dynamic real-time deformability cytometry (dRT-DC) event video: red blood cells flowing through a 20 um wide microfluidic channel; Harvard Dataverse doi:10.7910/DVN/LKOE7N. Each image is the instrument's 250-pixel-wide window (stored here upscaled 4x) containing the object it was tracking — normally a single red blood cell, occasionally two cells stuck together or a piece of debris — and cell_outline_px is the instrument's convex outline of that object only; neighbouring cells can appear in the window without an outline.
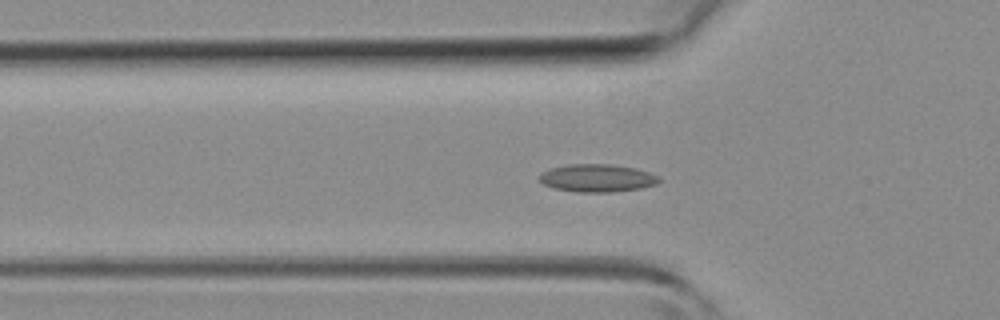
{"species": "common noctule bat (a hibernating species)", "species_latin": "Nyctalus noctula", "temperature_condition": "room temperature", "stored_images_in_passage": 36, "camera_frame_rate_fps": 3000, "um_per_image_px": 0.085, "animal": {"sex": "female", "body_mass_g": 19.3, "forearm_length_mm": 54.1}, "frame": {"image": 1, "passage_image": 6, "time_ms": 1.667, "image_size_px": [1000, 320], "cell_outline_px": [[660, 180], [656, 184], [640, 188], [612, 192], [576, 192], [552, 188], [544, 184], [536, 176], [540, 172], [548, 168], [564, 164], [612, 164], [636, 168], [648, 172], [656, 176]], "centroid_in_image_um": [50.67, 15.12], "position_along_channel_um": 75.1, "area_um2": 19.59}}
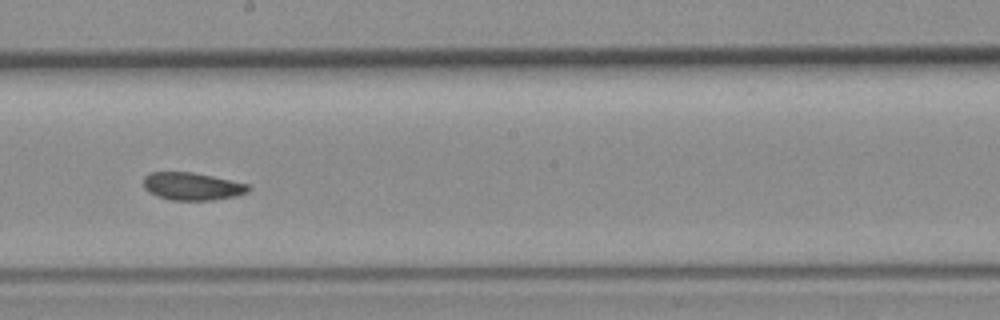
{"frame": {"image": 2, "passage_image": 16, "time_ms": 5.0, "image_size_px": [1000, 320], "cell_outline_px": [[252, 188], [248, 192], [236, 196], [212, 200], [172, 200], [156, 196], [148, 192], [144, 188], [144, 176], [148, 172], [192, 172], [212, 176], [248, 184]], "centroid_in_image_um": [16.32, 15.84], "position_along_channel_um": 231.9, "area_um2": 16.99}}
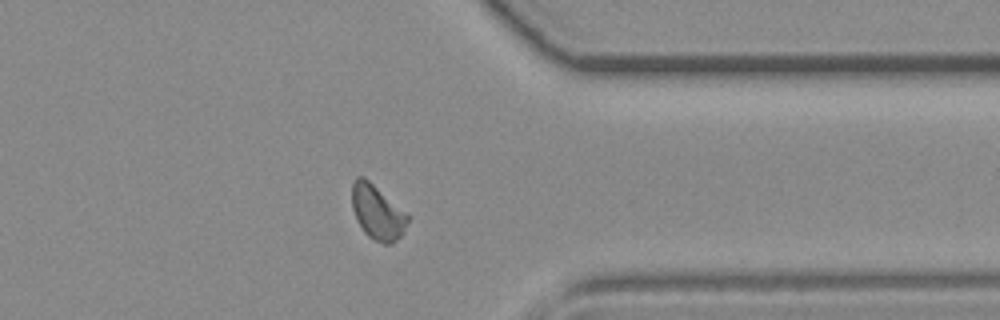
{"frame": {"image": 3, "passage_image": 26, "time_ms": 8.333, "image_size_px": [1000, 320], "cell_outline_px": [[408, 220], [404, 232], [392, 244], [384, 244], [372, 240], [364, 232], [356, 220], [352, 208], [352, 180], [356, 176], [364, 176], [408, 216]], "centroid_in_image_um": [32.02, 18.06], "position_along_channel_um": 379.4, "area_um2": 17.51}}